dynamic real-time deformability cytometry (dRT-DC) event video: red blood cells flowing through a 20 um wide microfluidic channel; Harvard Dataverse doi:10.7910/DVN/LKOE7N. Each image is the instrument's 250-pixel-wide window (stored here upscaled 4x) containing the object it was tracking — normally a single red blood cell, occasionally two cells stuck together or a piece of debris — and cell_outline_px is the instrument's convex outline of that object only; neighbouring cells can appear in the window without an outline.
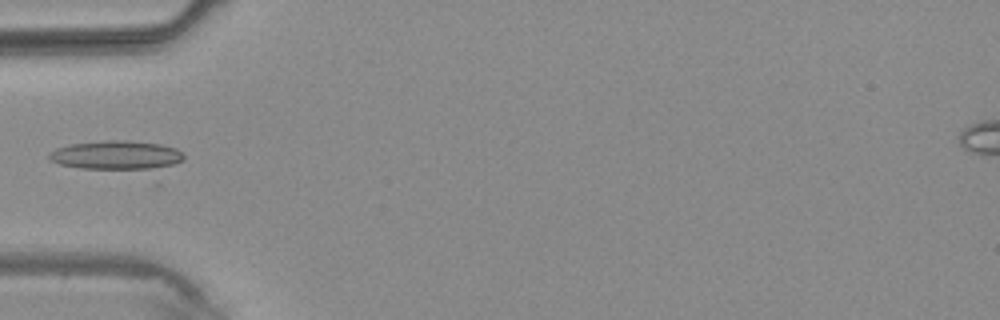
{"species": "common noctule bat (a hibernating species)", "species_latin": "Nyctalus noctula", "temperature_condition": "warm", "stored_images_in_passage": 3, "camera_frame_rate_fps": 3000, "um_per_image_px": 0.085, "animal": {"sex": "male", "body_mass_g": 20.4}, "frame": {"image": 1, "passage_image": 3, "time_ms": 3.333, "image_size_px": [1000, 320], "cell_outline_px": [[184, 160], [156, 188], [60, 164], [52, 160], [48, 156], [56, 148], [72, 144], [108, 140], [124, 140], [160, 144], [176, 148], [184, 156]], "centroid_in_image_um": [10.38, 13.59], "position_along_channel_um": 74.6, "area_um2": 29.82}}